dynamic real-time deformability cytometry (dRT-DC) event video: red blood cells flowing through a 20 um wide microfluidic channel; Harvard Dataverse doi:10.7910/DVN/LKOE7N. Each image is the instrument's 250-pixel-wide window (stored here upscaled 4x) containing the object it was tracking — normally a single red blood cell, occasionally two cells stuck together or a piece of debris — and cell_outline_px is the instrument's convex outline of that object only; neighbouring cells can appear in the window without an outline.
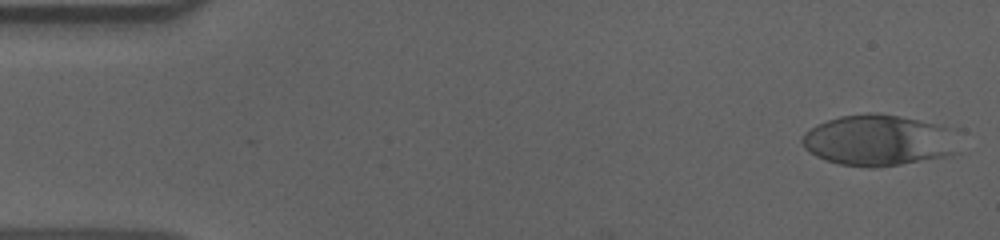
{"species": "human", "species_latin": "Homo sapiens", "temperature_condition": "cold", "stored_images_in_passage": 55, "camera_frame_rate_fps": 3000, "um_per_image_px": 0.085, "donor": {"sex": "male"}, "frame": {"image": 1, "passage_image": 1, "time_ms": 0.0, "image_size_px": [1000, 240], "cell_outline_px": [[968, 132], [960, 152], [952, 156], [876, 168], [868, 168], [840, 164], [824, 160], [808, 152], [804, 148], [800, 140], [804, 132], [816, 124], [840, 116], [868, 112], [872, 112], [900, 116], [964, 128]], "centroid_in_image_um": [74.94, 11.92], "position_along_channel_um": 10.1, "area_um2": 49.25}}
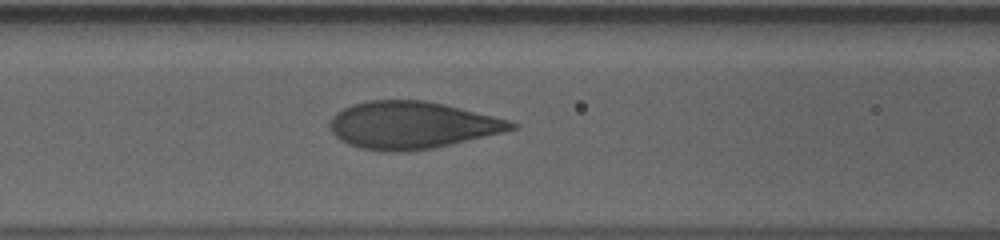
{"frame": {"image": 2, "passage_image": 22, "time_ms": 7.0, "image_size_px": [1000, 240], "cell_outline_px": [[520, 124], [516, 128], [504, 132], [452, 144], [432, 148], [404, 152], [388, 152], [360, 148], [348, 144], [340, 140], [332, 132], [328, 124], [332, 116], [336, 112], [352, 104], [368, 100], [424, 100], [444, 104], [508, 120]], "centroid_in_image_um": [34.98, 10.64], "position_along_channel_um": 131.6, "area_um2": 49.94}}
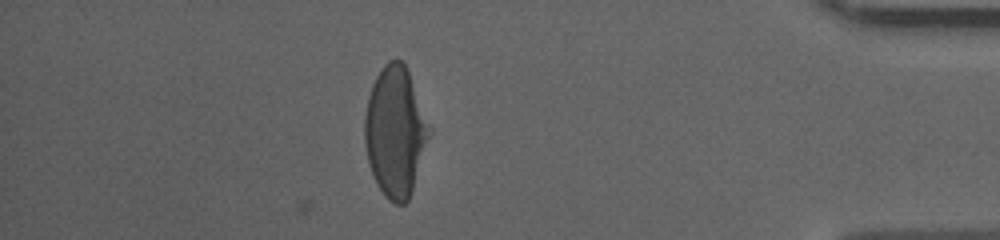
{"frame": {"image": 3, "passage_image": 48, "time_ms": 15.667, "image_size_px": [1000, 240], "cell_outline_px": [[432, 132], [412, 192], [408, 200], [404, 204], [396, 204], [388, 200], [384, 196], [376, 184], [368, 164], [364, 144], [364, 116], [368, 96], [372, 84], [376, 76], [384, 64], [388, 60], [400, 60], [404, 64], [408, 72], [432, 128]], "centroid_in_image_um": [33.6, 11.23], "position_along_channel_um": 401.6, "area_um2": 49.48}, "authors_computed_cell_mechanics": {"area_um2": 49.5346, "velocity_mm_per_s": 3.6041, "shape_relaxation_time_tau1_ms": 5.145, "shape_relaxation_time_tau2_ms": null, "deformation_change_tau1": 0.1895, "deformation_change_tau2": null}}